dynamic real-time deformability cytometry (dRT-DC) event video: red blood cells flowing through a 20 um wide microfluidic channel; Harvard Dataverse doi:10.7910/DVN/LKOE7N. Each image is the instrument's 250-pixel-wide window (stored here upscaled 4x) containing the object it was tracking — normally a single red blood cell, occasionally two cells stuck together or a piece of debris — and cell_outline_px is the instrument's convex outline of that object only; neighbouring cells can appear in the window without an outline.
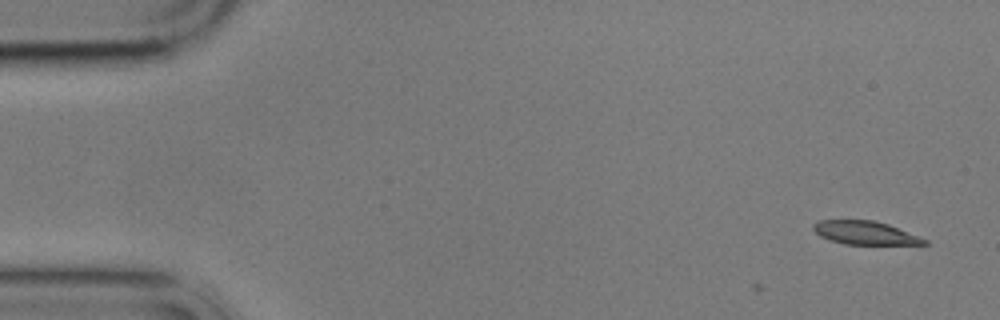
{"species": "common noctule bat (a hibernating species)", "species_latin": "Nyctalus noctula", "temperature_condition": "cold", "stored_images_in_passage": 5, "camera_frame_rate_fps": 3000, "um_per_image_px": 0.085, "animal": {"sex": "male", "body_mass_g": 17.9}, "frame": {"image": 1, "passage_image": 1, "time_ms": 0.0, "image_size_px": [1000, 320], "cell_outline_px": [[928, 244], [844, 244], [820, 236], [812, 228], [812, 224], [820, 220], [872, 220], [888, 224], [928, 240]], "centroid_in_image_um": [73.51, 19.78], "position_along_channel_um": 11.5, "area_um2": 14.91}}
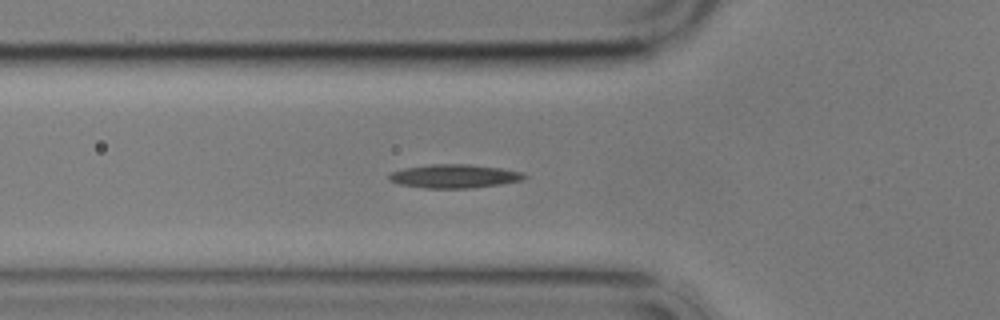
{"frame": {"image": 2, "passage_image": 5, "time_ms": 5.667, "image_size_px": [1000, 320], "cell_outline_px": [[528, 176], [524, 180], [500, 184], [472, 188], [424, 188], [400, 184], [388, 180], [388, 176], [392, 172], [404, 168], [428, 164], [468, 164], [500, 168], [520, 172]], "centroid_in_image_um": [38.61, 14.97], "position_along_channel_um": 87.2, "area_um2": 18.61}}